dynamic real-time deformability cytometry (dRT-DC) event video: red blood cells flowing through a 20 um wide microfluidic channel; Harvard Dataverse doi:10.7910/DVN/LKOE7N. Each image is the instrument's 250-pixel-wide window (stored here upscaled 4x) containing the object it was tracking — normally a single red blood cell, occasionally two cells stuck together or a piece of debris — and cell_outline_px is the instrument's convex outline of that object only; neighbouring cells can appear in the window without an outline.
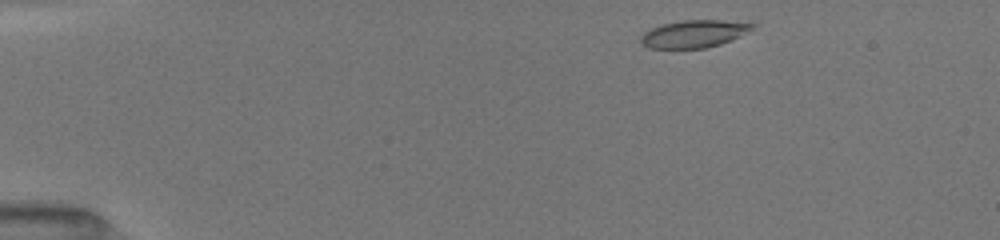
{"species": "common noctule bat (a hibernating species)", "species_latin": "Nyctalus noctula", "temperature_condition": "room temperature", "stored_images_in_passage": 44, "camera_frame_rate_fps": 3000, "um_per_image_px": 0.085, "animal": {"sex": "female", "body_mass_g": 19.5, "forearm_length_mm": 54.1}, "frame": {"image": 1, "passage_image": 1, "time_ms": 0.0, "image_size_px": [1000, 240], "cell_outline_px": [[756, 24], [752, 28], [720, 44], [704, 48], [648, 48], [640, 40], [640, 36], [644, 32], [652, 28], [664, 24], [684, 20], [720, 20]], "centroid_in_image_um": [58.91, 2.87], "position_along_channel_um": 26.1, "area_um2": 17.28}}
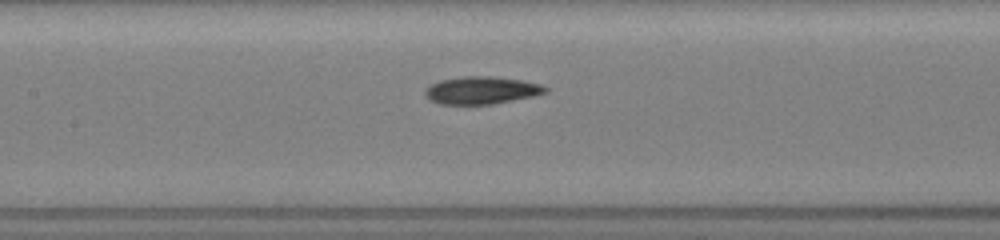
{"frame": {"image": 2, "passage_image": 18, "time_ms": 5.667, "image_size_px": [1000, 240], "cell_outline_px": [[548, 92], [532, 96], [492, 104], [440, 104], [428, 100], [424, 92], [432, 84], [440, 80], [464, 76], [488, 76], [520, 80], [540, 84], [548, 88]], "centroid_in_image_um": [40.91, 7.68], "position_along_channel_um": 166.5, "area_um2": 19.07}}
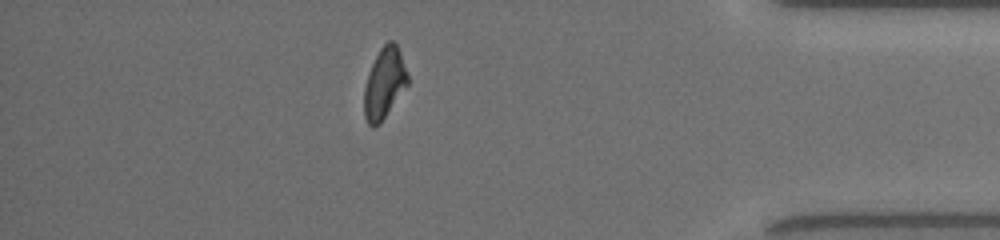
{"frame": {"image": 3, "passage_image": 38, "time_ms": 12.333, "image_size_px": [1000, 240], "cell_outline_px": [[408, 84], [380, 124], [372, 128], [368, 124], [364, 116], [364, 88], [372, 64], [380, 48], [388, 40], [392, 40], [396, 44], [400, 52], [408, 76]], "centroid_in_image_um": [32.66, 7.1], "position_along_channel_um": 402.5, "area_um2": 17.8}, "authors_computed_cell_mechanics": {"area_um2": 18.4671, "velocity_mm_per_s": 4.0341, "shape_relaxation_time_tau1_ms": 4.6775, "shape_relaxation_time_tau2_ms": 3.4111, "deformation_change_tau1": 0.1505, "deformation_change_tau2": 0.1126}}